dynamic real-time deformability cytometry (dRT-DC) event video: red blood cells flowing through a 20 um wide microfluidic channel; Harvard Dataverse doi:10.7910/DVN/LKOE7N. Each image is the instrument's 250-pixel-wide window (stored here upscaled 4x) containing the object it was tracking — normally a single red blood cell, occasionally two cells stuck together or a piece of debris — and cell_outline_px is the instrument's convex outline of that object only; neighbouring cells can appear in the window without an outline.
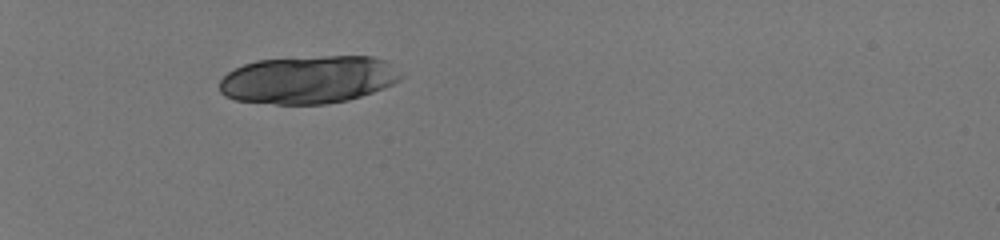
{"species": "human", "species_latin": "Homo sapiens", "temperature_condition": "room temperature", "stored_images_in_passage": 22, "camera_frame_rate_fps": 3000, "um_per_image_px": 0.085, "donor": {"sex": "male"}, "frame": {"image": 1, "passage_image": 1, "time_ms": 0.0, "image_size_px": [1000, 240], "cell_outline_px": [[404, 76], [400, 80], [384, 88], [348, 100], [324, 104], [276, 104], [236, 100], [224, 96], [220, 92], [220, 80], [228, 72], [244, 64], [256, 60], [324, 56], [372, 56], [388, 60]], "centroid_in_image_um": [26.24, 6.76], "position_along_channel_um": 58.8, "area_um2": 50.75}}